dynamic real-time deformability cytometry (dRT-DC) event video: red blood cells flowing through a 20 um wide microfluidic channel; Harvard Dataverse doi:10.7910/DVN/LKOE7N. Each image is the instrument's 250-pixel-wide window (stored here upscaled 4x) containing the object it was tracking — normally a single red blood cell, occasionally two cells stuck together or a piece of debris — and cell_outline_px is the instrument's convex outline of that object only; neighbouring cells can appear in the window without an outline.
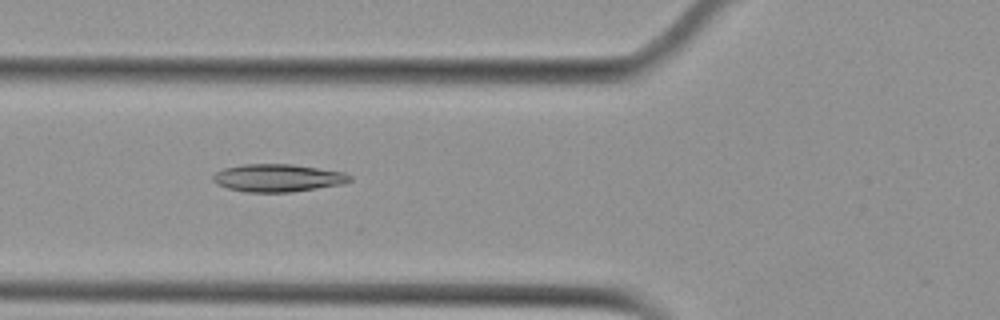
{"species": "Egyptian fruit bat (a non-hibernating species)", "species_latin": "Rousettus aegyptiacus", "temperature_condition": "cold", "stored_images_in_passage": 35, "camera_frame_rate_fps": 3000, "um_per_image_px": 0.085, "animal": {"sex": "female"}, "frame": {"image": 1, "passage_image": 5, "time_ms": 1.333, "image_size_px": [1000, 320], "cell_outline_px": [[352, 180], [344, 184], [292, 192], [244, 192], [228, 188], [216, 184], [212, 180], [212, 176], [216, 172], [224, 168], [244, 164], [292, 164], [344, 172], [352, 176]], "centroid_in_image_um": [23.62, 15.13], "position_along_channel_um": 102.2, "area_um2": 22.2}}
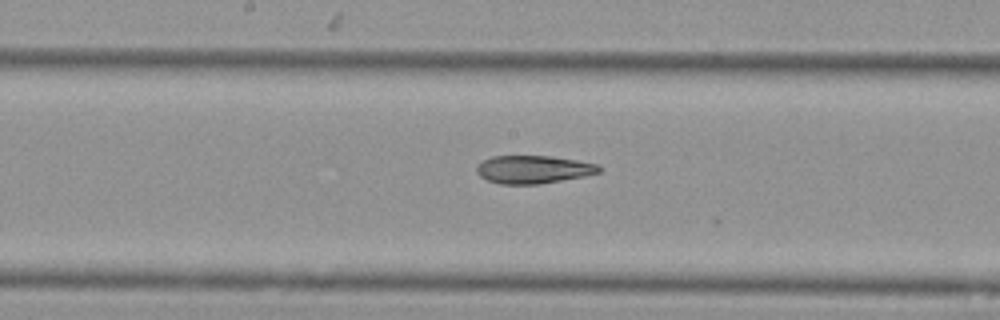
{"frame": {"image": 2, "passage_image": 13, "time_ms": 4.0, "image_size_px": [1000, 320], "cell_outline_px": [[600, 172], [584, 176], [540, 184], [500, 184], [488, 180], [480, 176], [476, 172], [476, 164], [492, 156], [552, 156], [600, 164]], "centroid_in_image_um": [45.32, 14.4], "position_along_channel_um": 202.9, "area_um2": 20.0}}
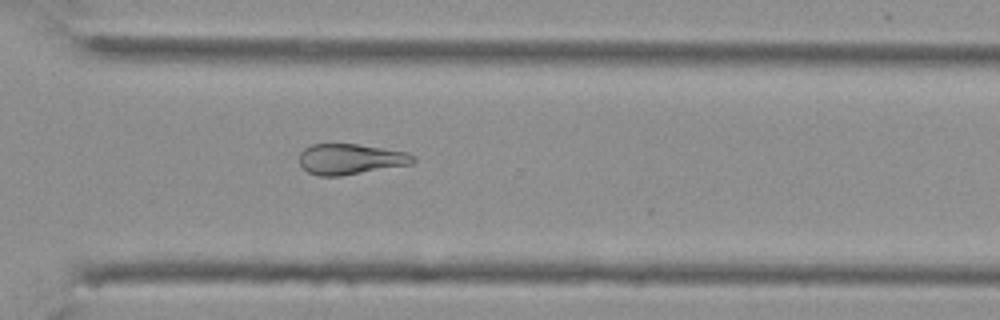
{"frame": {"image": 3, "passage_image": 24, "time_ms": 7.667, "image_size_px": [1000, 320], "cell_outline_px": [[416, 160], [412, 164], [340, 176], [320, 176], [308, 172], [300, 164], [300, 152], [304, 148], [312, 144], [356, 144], [408, 152], [416, 156]], "centroid_in_image_um": [29.81, 13.52], "position_along_channel_um": 340.8, "area_um2": 20.29}, "authors_computed_cell_mechanics": {"area_um2": 20.8658, "velocity_mm_per_s": 3.7751, "shape_relaxation_time_tau1_ms": null, "shape_relaxation_time_tau2_ms": 9.9295, "deformation_change_tau1": null, "deformation_change_tau2": 0.1828}}